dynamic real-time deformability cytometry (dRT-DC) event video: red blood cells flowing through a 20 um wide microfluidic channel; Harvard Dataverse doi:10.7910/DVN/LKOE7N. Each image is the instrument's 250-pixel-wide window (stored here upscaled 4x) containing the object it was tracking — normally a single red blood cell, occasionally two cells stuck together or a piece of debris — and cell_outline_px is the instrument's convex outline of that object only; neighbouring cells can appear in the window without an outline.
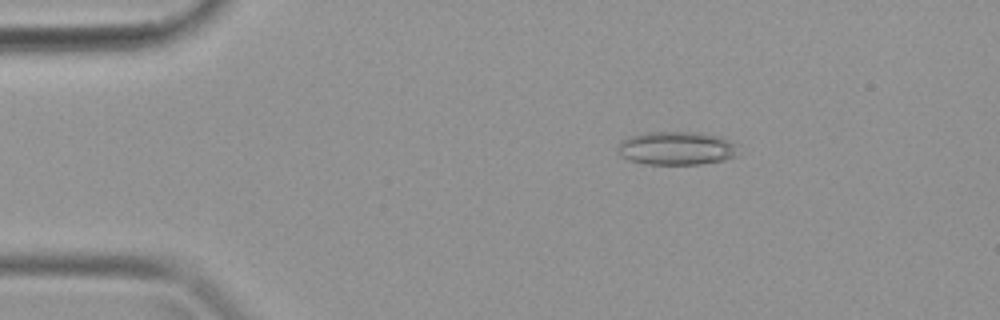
{"species": "common noctule bat (a hibernating species)", "species_latin": "Nyctalus noctula", "temperature_condition": "warm", "stored_images_in_passage": 33, "camera_frame_rate_fps": 3000, "um_per_image_px": 0.085, "animal": {"sex": "female", "body_mass_g": 19.9}, "frame": {"image": 1, "passage_image": 1, "time_ms": 0.0, "image_size_px": [1000, 320], "cell_outline_px": [[740, 156], [724, 160], [700, 164], [644, 164], [628, 160], [620, 156], [616, 152], [620, 140], [644, 132], [704, 132], [720, 136], [736, 144]], "centroid_in_image_um": [57.51, 12.6], "position_along_channel_um": 27.5, "area_um2": 23.99}}
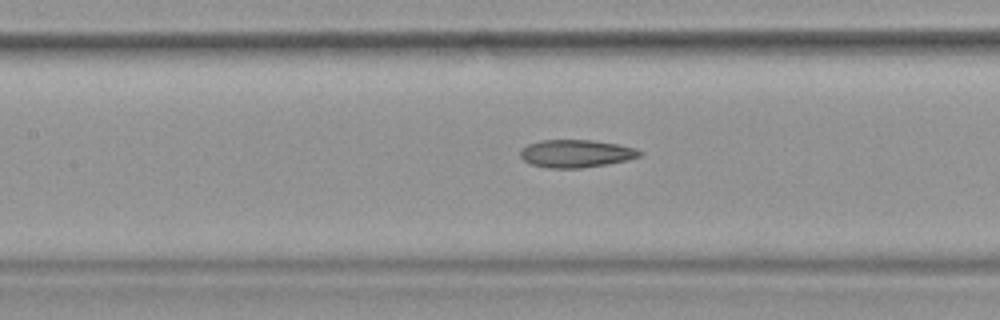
{"frame": {"image": 2, "passage_image": 12, "time_ms": 3.667, "image_size_px": [1000, 320], "cell_outline_px": [[644, 152], [640, 156], [628, 160], [608, 164], [580, 168], [548, 168], [532, 164], [524, 160], [520, 156], [520, 148], [528, 144], [540, 140], [592, 140], [616, 144], [636, 148]], "centroid_in_image_um": [48.97, 13.05], "position_along_channel_um": 158.4, "area_um2": 19.36}}
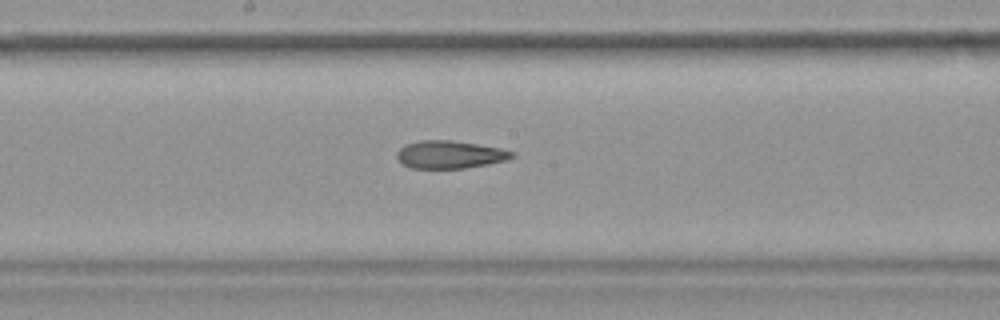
{"frame": {"image": 3, "passage_image": 15, "time_ms": 4.667, "image_size_px": [1000, 320], "cell_outline_px": [[516, 156], [508, 160], [488, 164], [464, 168], [412, 168], [400, 164], [396, 156], [396, 152], [404, 144], [420, 140], [452, 140], [500, 148], [516, 152]], "centroid_in_image_um": [38.23, 13.14], "position_along_channel_um": 210.0, "area_um2": 18.84}}